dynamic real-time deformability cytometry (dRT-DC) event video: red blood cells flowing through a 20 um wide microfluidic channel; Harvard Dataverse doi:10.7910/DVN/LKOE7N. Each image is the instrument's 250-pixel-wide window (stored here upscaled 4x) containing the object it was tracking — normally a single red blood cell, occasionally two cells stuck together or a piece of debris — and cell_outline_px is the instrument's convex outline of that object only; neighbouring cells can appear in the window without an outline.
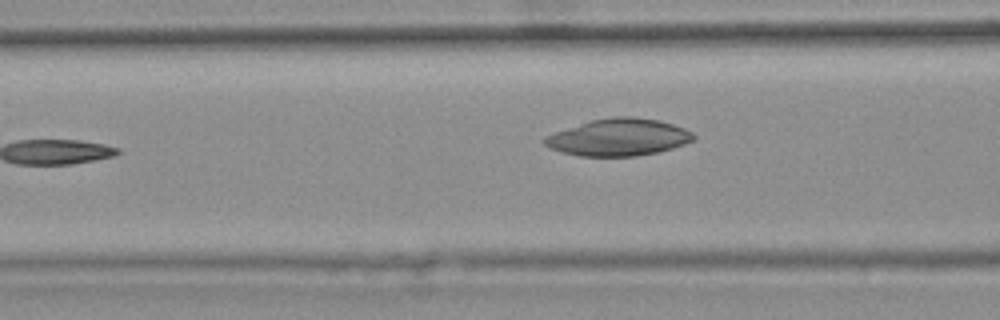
{"species": "common noctule bat (a hibernating species)", "species_latin": "Nyctalus noctula", "temperature_condition": "warm", "stored_images_in_passage": 11, "camera_frame_rate_fps": 3000, "um_per_image_px": 0.085, "animal": {"sex": "female", "body_mass_g": 25.1}, "frame": {"image": 1, "passage_image": 7, "time_ms": 2.0, "image_size_px": [1000, 320], "cell_outline_px": [[696, 140], [672, 148], [656, 152], [636, 156], [580, 156], [564, 152], [552, 148], [544, 144], [540, 140], [544, 136], [592, 120], [612, 116], [632, 116], [660, 120], [684, 128], [692, 132], [696, 136]], "centroid_in_image_um": [52.61, 11.66], "position_along_channel_um": 114.0, "area_um2": 32.08}}
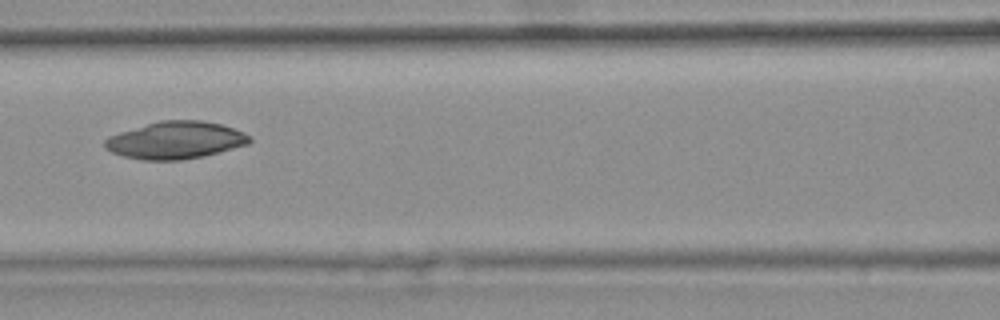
{"frame": {"image": 2, "passage_image": 8, "time_ms": 2.333, "image_size_px": [1000, 320], "cell_outline_px": [[252, 140], [248, 144], [220, 152], [204, 156], [180, 160], [140, 160], [124, 156], [112, 152], [104, 144], [104, 140], [108, 136], [120, 132], [160, 120], [200, 120], [220, 124], [244, 132], [252, 136]], "centroid_in_image_um": [14.95, 11.92], "position_along_channel_um": 151.7, "area_um2": 31.39}}